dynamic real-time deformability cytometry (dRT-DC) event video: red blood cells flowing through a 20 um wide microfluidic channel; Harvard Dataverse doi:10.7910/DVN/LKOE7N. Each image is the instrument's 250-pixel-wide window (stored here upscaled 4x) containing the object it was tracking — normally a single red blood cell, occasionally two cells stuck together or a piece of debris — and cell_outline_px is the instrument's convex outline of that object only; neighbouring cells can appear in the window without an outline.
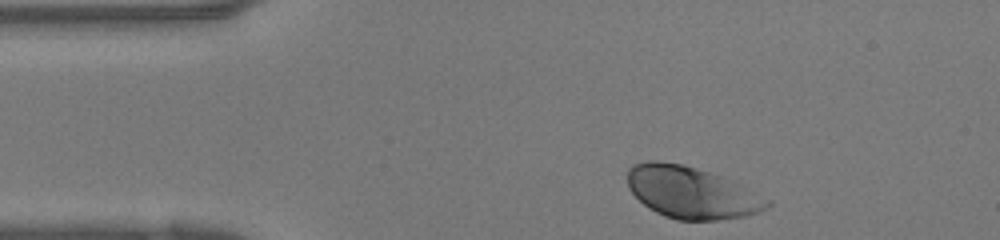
{"species": "human", "species_latin": "Homo sapiens", "temperature_condition": "warm", "stored_images_in_passage": 26, "camera_frame_rate_fps": 3000, "um_per_image_px": 0.085, "donor": {"sex": "female"}, "frame": {"image": 1, "passage_image": 1, "time_ms": 0.0, "image_size_px": [1000, 240], "cell_outline_px": [[772, 204], [768, 208], [760, 212], [744, 216], [716, 220], [676, 220], [664, 216], [648, 208], [628, 188], [628, 168], [632, 164], [648, 160], [656, 160], [684, 164], [720, 176], [772, 200]], "centroid_in_image_um": [58.76, 16.36], "position_along_channel_um": 26.2, "area_um2": 42.14}}
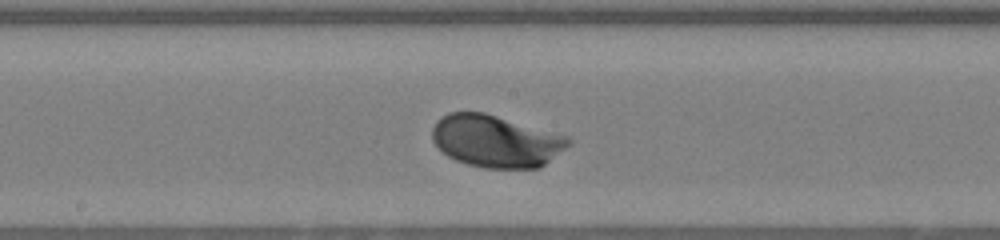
{"frame": {"image": 2, "passage_image": 15, "time_ms": 4.667, "image_size_px": [1000, 240], "cell_outline_px": [[572, 144], [540, 168], [484, 168], [468, 164], [456, 160], [448, 156], [432, 140], [432, 128], [436, 120], [448, 112], [484, 112], [568, 136], [572, 140]], "centroid_in_image_um": [42.17, 11.99], "position_along_channel_um": 206.0, "area_um2": 41.5}}
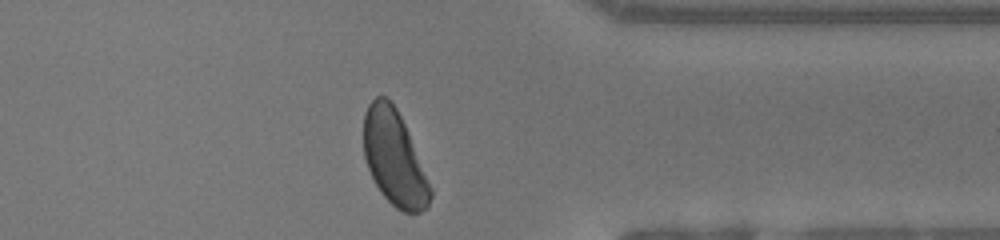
{"frame": {"image": 3, "passage_image": 26, "time_ms": 8.333, "image_size_px": [1000, 240], "cell_outline_px": [[432, 196], [428, 208], [420, 212], [404, 212], [396, 208], [380, 192], [368, 168], [364, 156], [364, 112], [368, 104], [376, 96], [388, 96], [396, 108], [408, 132], [432, 188]], "centroid_in_image_um": [33.52, 13.43], "position_along_channel_um": 377.9, "area_um2": 36.76}}